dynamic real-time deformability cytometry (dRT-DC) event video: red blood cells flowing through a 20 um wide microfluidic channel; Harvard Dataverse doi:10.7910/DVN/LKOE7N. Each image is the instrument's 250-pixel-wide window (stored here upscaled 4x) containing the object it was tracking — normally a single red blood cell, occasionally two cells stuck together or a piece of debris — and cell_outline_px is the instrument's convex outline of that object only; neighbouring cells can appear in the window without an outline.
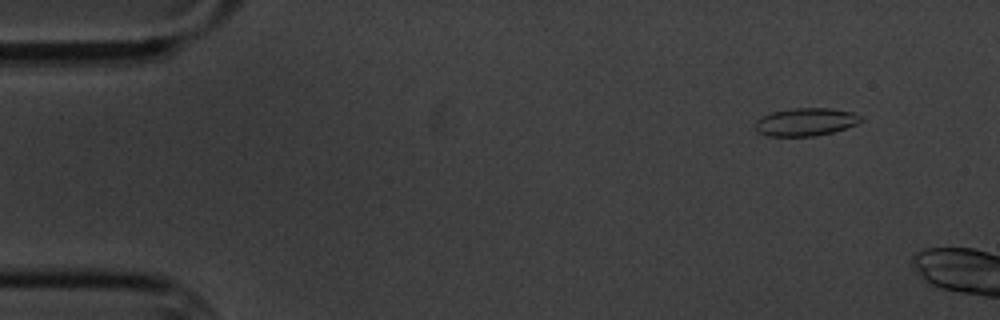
{"species": "common noctule bat (a hibernating species)", "species_latin": "Nyctalus noctula", "temperature_condition": "cold", "stored_images_in_passage": 3, "camera_frame_rate_fps": 3000, "um_per_image_px": 0.085, "animal": {"sex": "male", "body_mass_g": 20.1, "forearm_length_mm": 53.5}, "frame": {"image": 1, "passage_image": 1, "time_ms": 0.0, "image_size_px": [1000, 320], "cell_outline_px": [[864, 120], [856, 124], [832, 132], [816, 136], [768, 136], [756, 132], [756, 120], [772, 112], [792, 108], [832, 108], [852, 112], [864, 116]], "centroid_in_image_um": [68.51, 10.36], "position_along_channel_um": 16.5, "area_um2": 17.22}}